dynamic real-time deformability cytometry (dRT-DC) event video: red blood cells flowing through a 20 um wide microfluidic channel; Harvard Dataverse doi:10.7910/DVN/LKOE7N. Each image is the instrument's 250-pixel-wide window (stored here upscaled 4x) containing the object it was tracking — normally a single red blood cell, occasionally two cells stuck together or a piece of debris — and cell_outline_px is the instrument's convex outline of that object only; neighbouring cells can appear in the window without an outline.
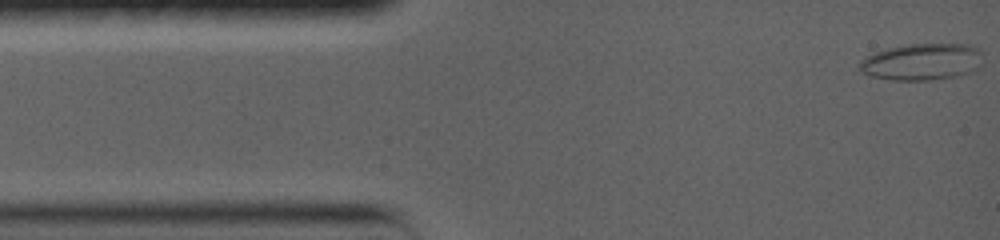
{"species": "common noctule bat (a hibernating species)", "species_latin": "Nyctalus noctula", "temperature_condition": "warm", "stored_images_in_passage": 36, "camera_frame_rate_fps": 5000, "um_per_image_px": 0.085, "animal": {"sex": "female", "body_mass_g": 19.0, "forearm_length_mm": 56.7}, "frame": {"image": 1, "passage_image": 1, "time_ms": 0.0, "image_size_px": [1000, 240], "cell_outline_px": [[980, 64], [976, 68], [960, 76], [928, 80], [892, 80], [872, 76], [860, 72], [856, 68], [860, 60], [864, 56], [888, 48], [908, 44], [968, 44], [980, 48]], "centroid_in_image_um": [78.3, 5.25], "position_along_channel_um": 6.7, "area_um2": 26.53}}
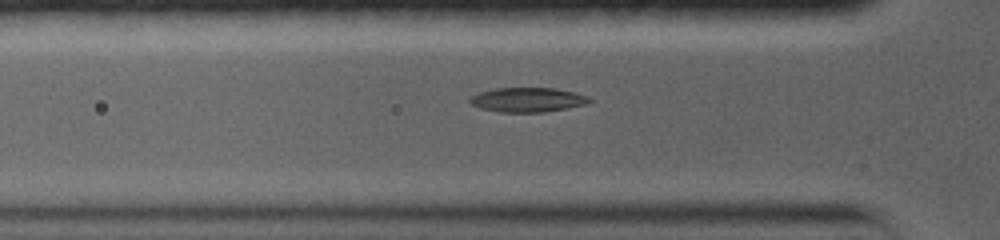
{"frame": {"image": 2, "passage_image": 19, "time_ms": 4.2, "image_size_px": [1000, 240], "cell_outline_px": [[592, 100], [588, 104], [544, 112], [496, 112], [480, 108], [472, 104], [468, 100], [468, 96], [480, 92], [496, 88], [556, 88], [588, 96]], "centroid_in_image_um": [44.82, 8.48], "position_along_channel_um": 81.0, "area_um2": 17.11}}
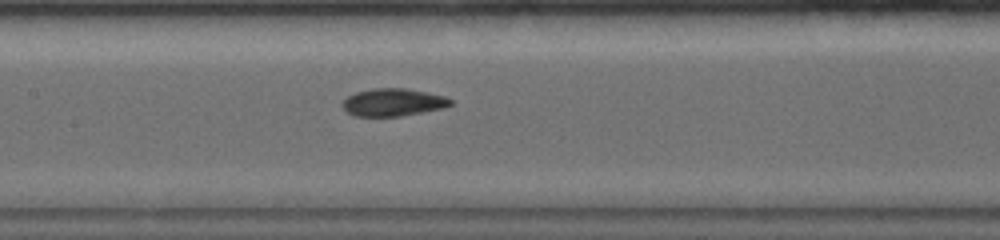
{"frame": {"image": 3, "passage_image": 34, "time_ms": 6.8, "image_size_px": [1000, 240], "cell_outline_px": [[452, 104], [444, 108], [400, 116], [352, 116], [340, 104], [348, 96], [356, 92], [372, 88], [404, 88], [428, 92], [444, 96], [452, 100]], "centroid_in_image_um": [33.4, 8.69], "position_along_channel_um": 174.0, "area_um2": 17.4}}